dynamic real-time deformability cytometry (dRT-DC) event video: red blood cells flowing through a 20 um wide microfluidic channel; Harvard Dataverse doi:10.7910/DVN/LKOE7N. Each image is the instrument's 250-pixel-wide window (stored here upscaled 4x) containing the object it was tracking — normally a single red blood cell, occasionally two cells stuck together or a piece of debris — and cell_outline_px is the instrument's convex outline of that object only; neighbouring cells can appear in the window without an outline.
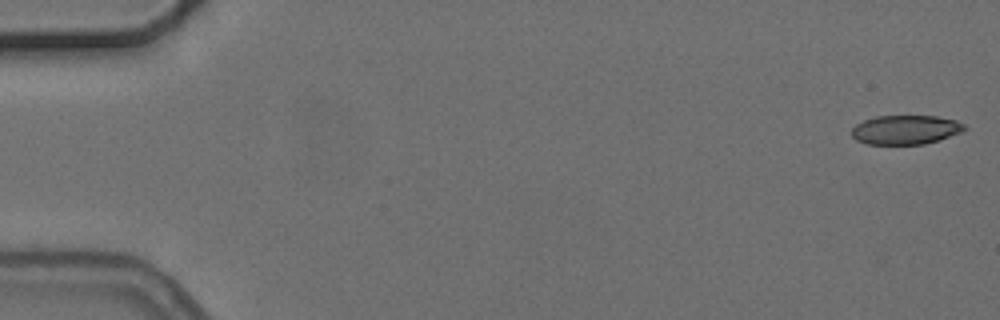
{"species": "common noctule bat (a hibernating species)", "species_latin": "Nyctalus noctula", "temperature_condition": "cold", "stored_images_in_passage": 5, "camera_frame_rate_fps": 3000, "um_per_image_px": 0.085, "animal": {"sex": "female", "body_mass_g": 24.6, "forearm_length_mm": 56.2}, "frame": {"image": 1, "passage_image": 1, "time_ms": 0.0, "image_size_px": [1000, 320], "cell_outline_px": [[968, 128], [964, 132], [924, 144], [868, 144], [856, 140], [852, 136], [852, 128], [856, 124], [864, 120], [876, 116], [936, 116], [956, 120], [964, 124]], "centroid_in_image_um": [77.0, 11.02], "position_along_channel_um": 8.0, "area_um2": 19.25}}
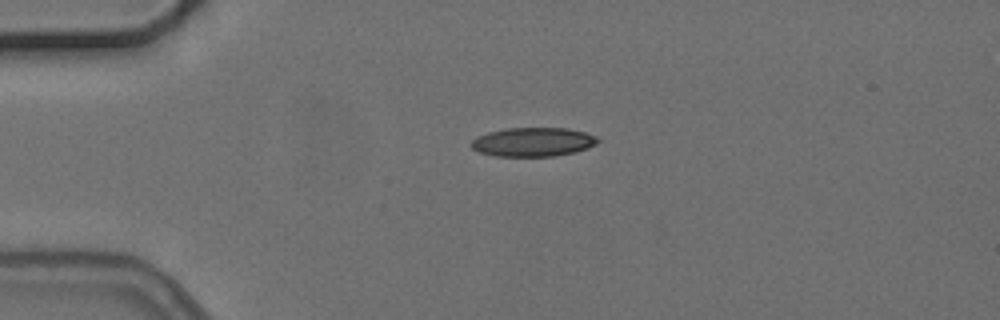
{"frame": {"image": 2, "passage_image": 4, "time_ms": 4.0, "image_size_px": [1000, 320], "cell_outline_px": [[600, 140], [596, 144], [588, 148], [556, 156], [496, 156], [480, 152], [472, 148], [468, 144], [476, 136], [488, 132], [504, 128], [568, 128], [584, 132], [596, 136]], "centroid_in_image_um": [45.28, 12.06], "position_along_channel_um": 39.7, "area_um2": 21.44}}